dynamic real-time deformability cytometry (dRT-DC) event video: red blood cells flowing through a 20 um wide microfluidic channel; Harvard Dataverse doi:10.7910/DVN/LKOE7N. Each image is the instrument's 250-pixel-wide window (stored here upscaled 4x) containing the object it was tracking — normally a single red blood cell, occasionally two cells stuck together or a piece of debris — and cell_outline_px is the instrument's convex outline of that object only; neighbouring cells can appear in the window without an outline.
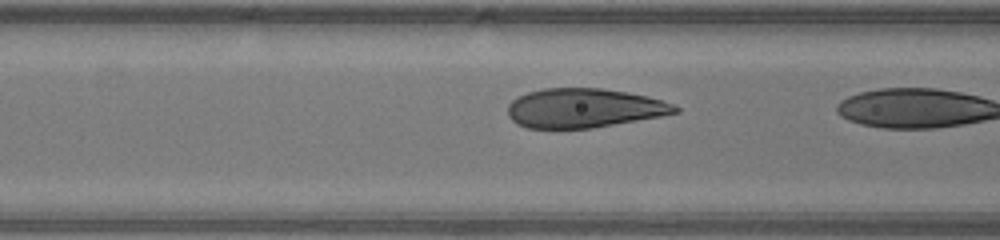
{"species": "human", "species_latin": "Homo sapiens", "temperature_condition": "warm", "stored_images_in_passage": 12, "camera_frame_rate_fps": 3000, "um_per_image_px": 0.085, "donor": {"sex": "male"}, "frame": {"image": 1, "passage_image": 10, "time_ms": 3.0, "image_size_px": [1000, 240], "cell_outline_px": [[680, 112], [660, 116], [592, 128], [528, 128], [516, 124], [508, 116], [508, 104], [516, 96], [528, 92], [544, 88], [600, 88], [628, 92], [648, 96], [672, 104], [680, 108]], "centroid_in_image_um": [49.61, 9.18], "position_along_channel_um": 117.0, "area_um2": 38.26}}